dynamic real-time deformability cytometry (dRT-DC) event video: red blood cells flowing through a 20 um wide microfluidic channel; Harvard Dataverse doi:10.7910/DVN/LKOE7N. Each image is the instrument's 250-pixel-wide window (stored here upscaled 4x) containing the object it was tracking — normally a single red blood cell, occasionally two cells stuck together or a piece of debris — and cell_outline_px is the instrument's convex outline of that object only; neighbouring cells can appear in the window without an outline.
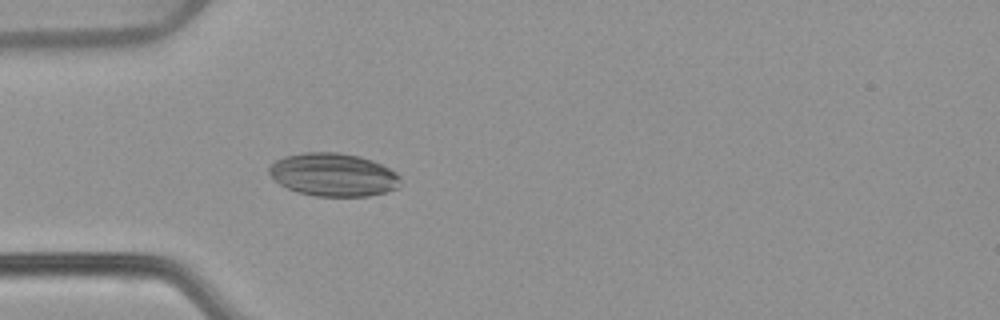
{"species": "common noctule bat (a hibernating species)", "species_latin": "Nyctalus noctula", "temperature_condition": "warm", "stored_images_in_passage": 53, "camera_frame_rate_fps": 3000, "um_per_image_px": 0.085, "animal": {"sex": "female", "body_mass_g": 22.7, "forearm_length_mm": 54.2}, "frame": {"image": 1, "passage_image": 16, "time_ms": 5.0, "image_size_px": [1000, 320], "cell_outline_px": [[400, 180], [396, 188], [384, 192], [368, 196], [316, 196], [296, 192], [280, 184], [268, 172], [268, 168], [276, 160], [284, 156], [304, 152], [340, 152], [360, 156], [372, 160], [396, 172], [400, 176]], "centroid_in_image_um": [28.32, 14.84], "position_along_channel_um": 56.7, "area_um2": 32.89}}
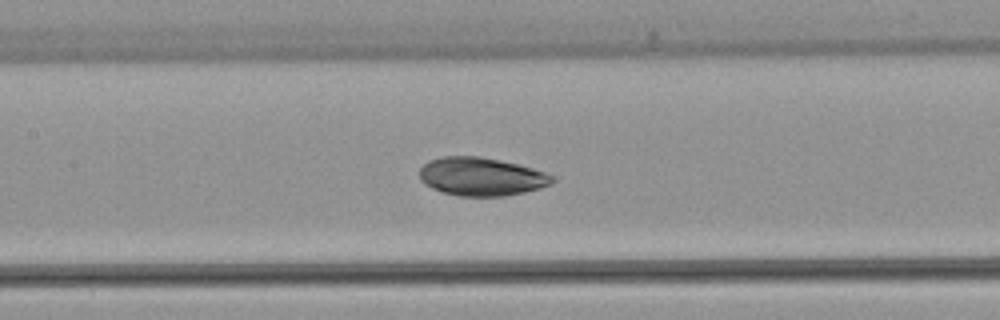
{"frame": {"image": 2, "passage_image": 25, "time_ms": 8.0, "image_size_px": [1000, 320], "cell_outline_px": [[556, 180], [552, 184], [540, 188], [524, 192], [504, 196], [460, 196], [444, 192], [432, 188], [424, 184], [420, 180], [420, 168], [428, 160], [444, 156], [480, 156], [520, 164], [556, 176]], "centroid_in_image_um": [40.94, 15.0], "position_along_channel_um": 166.5, "area_um2": 29.82}}
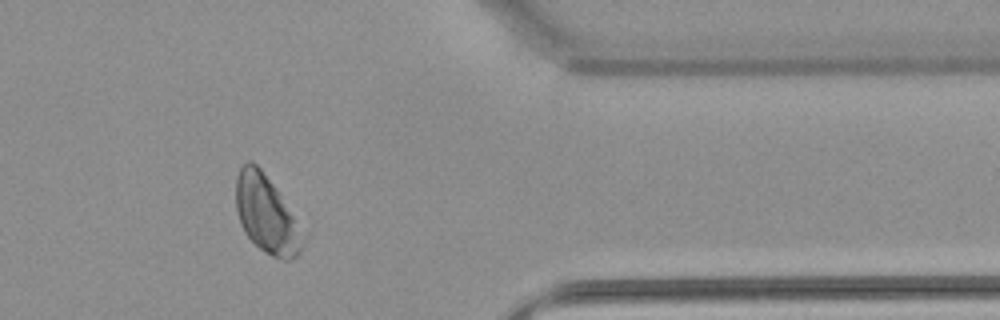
{"frame": {"image": 3, "passage_image": 44, "time_ms": 14.333, "image_size_px": [1000, 320], "cell_outline_px": [[308, 236], [300, 252], [296, 256], [288, 260], [280, 260], [272, 256], [260, 248], [244, 232], [240, 224], [236, 212], [236, 176], [240, 168], [248, 160], [252, 160], [260, 168], [276, 188], [308, 232]], "centroid_in_image_um": [22.72, 18.24], "position_along_channel_um": 388.7, "area_um2": 31.1}}